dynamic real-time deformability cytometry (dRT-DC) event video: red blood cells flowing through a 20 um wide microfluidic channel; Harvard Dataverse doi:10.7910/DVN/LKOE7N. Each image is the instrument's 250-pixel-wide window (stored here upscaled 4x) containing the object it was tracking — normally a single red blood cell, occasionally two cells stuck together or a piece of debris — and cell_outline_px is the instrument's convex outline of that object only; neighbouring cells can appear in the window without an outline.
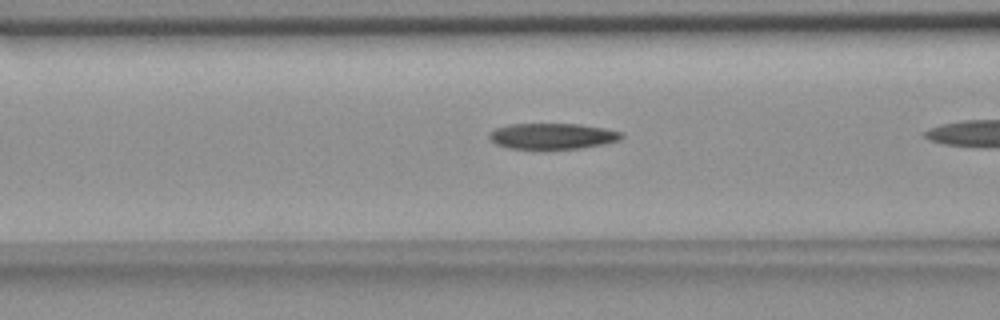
{"species": "common noctule bat (a hibernating species)", "species_latin": "Nyctalus noctula", "temperature_condition": "room temperature", "stored_images_in_passage": 8, "camera_frame_rate_fps": 3000, "um_per_image_px": 0.085, "animal": {"sex": "female", "body_mass_g": 18.4}, "frame": {"image": 1, "passage_image": 4, "time_ms": 1.0, "image_size_px": [1000, 320], "cell_outline_px": [[624, 136], [620, 140], [604, 144], [580, 148], [544, 152], [540, 152], [508, 148], [496, 144], [488, 136], [496, 128], [512, 124], [580, 124], [604, 128], [620, 132]], "centroid_in_image_um": [46.95, 11.62], "position_along_channel_um": 119.7, "area_um2": 20.69}}
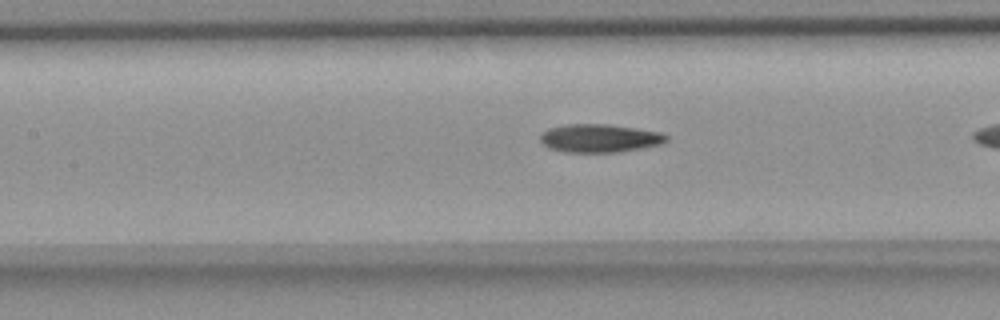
{"frame": {"image": 2, "passage_image": 7, "time_ms": 2.0, "image_size_px": [1000, 320], "cell_outline_px": [[668, 140], [660, 144], [620, 152], [564, 152], [548, 148], [540, 140], [540, 136], [548, 128], [564, 124], [608, 124], [660, 132], [668, 136]], "centroid_in_image_um": [50.94, 11.75], "position_along_channel_um": 156.5, "area_um2": 20.69}}